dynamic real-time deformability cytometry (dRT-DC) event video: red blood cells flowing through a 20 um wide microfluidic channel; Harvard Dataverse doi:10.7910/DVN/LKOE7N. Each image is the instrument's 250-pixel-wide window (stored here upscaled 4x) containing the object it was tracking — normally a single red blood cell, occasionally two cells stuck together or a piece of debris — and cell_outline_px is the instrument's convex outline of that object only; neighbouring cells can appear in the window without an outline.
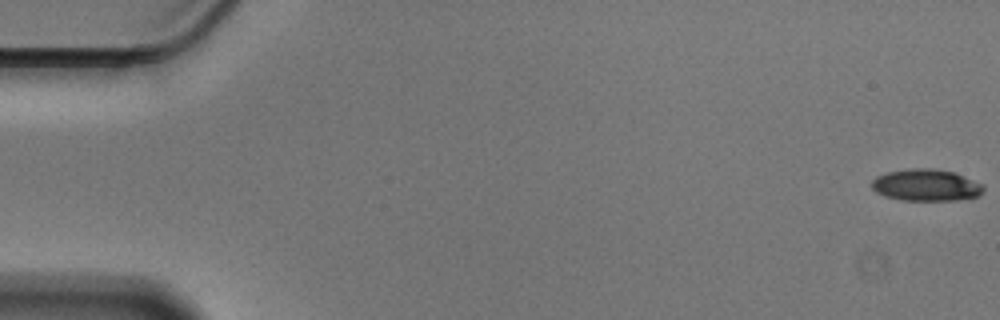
{"species": "Egyptian fruit bat (a non-hibernating species)", "species_latin": "Rousettus aegyptiacus", "temperature_condition": "cold", "stored_images_in_passage": 57, "camera_frame_rate_fps": 3000, "um_per_image_px": 0.085, "animal": {"sex": "male"}, "frame": {"image": 1, "passage_image": 1, "time_ms": 0.0, "image_size_px": [1000, 320], "cell_outline_px": [[984, 188], [976, 196], [956, 200], [904, 200], [884, 196], [876, 192], [872, 188], [872, 180], [876, 176], [888, 172], [912, 168], [936, 168], [952, 172], [984, 184]], "centroid_in_image_um": [78.69, 15.73], "position_along_channel_um": 6.3, "area_um2": 20.52}}
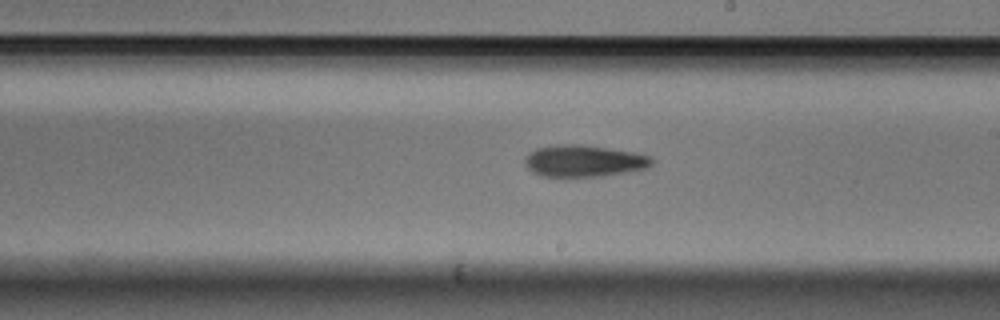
{"frame": {"image": 2, "passage_image": 33, "time_ms": 10.667, "image_size_px": [1000, 320], "cell_outline_px": [[652, 164], [648, 168], [604, 176], [564, 180], [544, 176], [532, 172], [524, 164], [524, 160], [528, 152], [536, 148], [552, 144], [580, 144], [608, 148], [632, 152], [652, 156]], "centroid_in_image_um": [49.56, 13.72], "position_along_channel_um": 239.4, "area_um2": 24.45}}
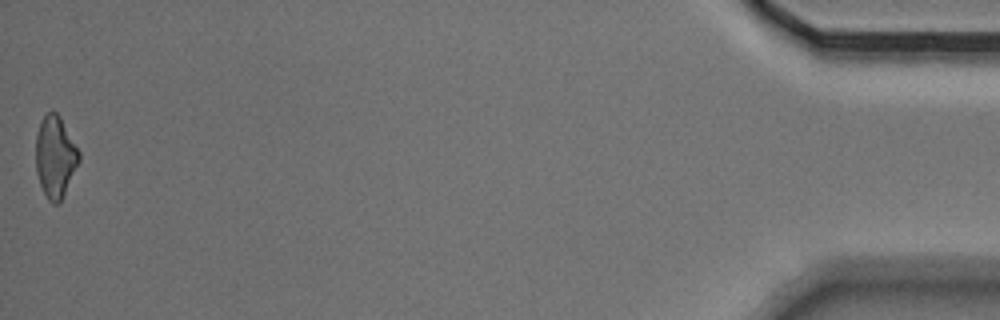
{"frame": {"image": 3, "passage_image": 57, "time_ms": 18.667, "image_size_px": [1000, 320], "cell_outline_px": [[80, 160], [60, 204], [52, 204], [48, 200], [40, 184], [36, 172], [36, 136], [40, 124], [44, 116], [48, 112], [56, 112], [60, 116], [80, 152]], "centroid_in_image_um": [4.7, 13.36], "position_along_channel_um": 430.5, "area_um2": 20.52}, "authors_computed_cell_mechanics": {"area_um2": 22.1952, "velocity_mm_per_s": 3.5629, "shape_relaxation_time_tau1_ms": 3.6693, "shape_relaxation_time_tau2_ms": null, "deformation_change_tau1": 0.1495, "deformation_change_tau2": null}}